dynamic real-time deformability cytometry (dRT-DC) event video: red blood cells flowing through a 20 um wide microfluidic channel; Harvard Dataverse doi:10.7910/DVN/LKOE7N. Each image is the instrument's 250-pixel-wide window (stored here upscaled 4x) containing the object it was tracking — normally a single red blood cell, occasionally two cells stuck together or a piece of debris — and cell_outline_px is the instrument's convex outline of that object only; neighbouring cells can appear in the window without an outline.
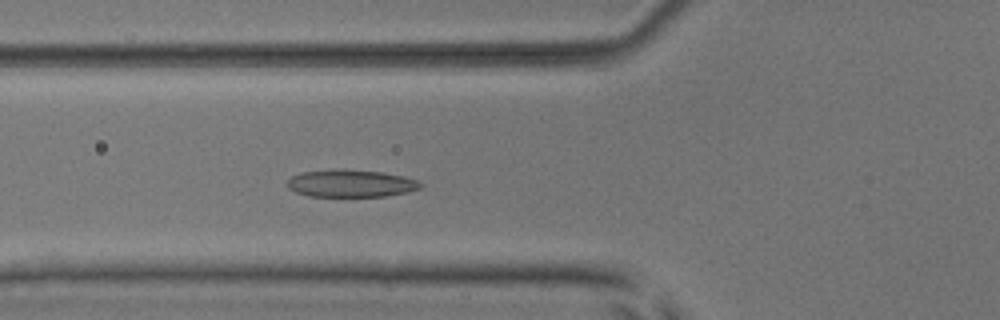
{"species": "common noctule bat (a hibernating species)", "species_latin": "Nyctalus noctula", "temperature_condition": "room temperature", "stored_images_in_passage": 5, "camera_frame_rate_fps": 3000, "um_per_image_px": 0.085, "animal": {"sex": "male", "body_mass_g": 17.9, "forearm_length_mm": 54.2}, "frame": {"image": 1, "passage_image": 5, "time_ms": 4.333, "image_size_px": [1000, 320], "cell_outline_px": [[424, 184], [420, 188], [408, 192], [384, 196], [308, 196], [296, 192], [288, 188], [284, 184], [292, 176], [300, 172], [340, 168], [344, 168], [384, 172], [404, 176], [416, 180]], "centroid_in_image_um": [29.8, 15.57], "position_along_channel_um": 96.0, "area_um2": 21.62}}